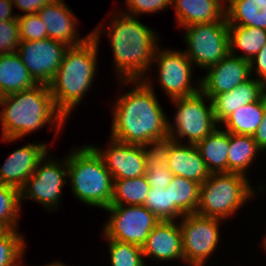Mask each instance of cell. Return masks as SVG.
Segmentation results:
<instances>
[{"mask_svg": "<svg viewBox=\"0 0 266 266\" xmlns=\"http://www.w3.org/2000/svg\"><path fill=\"white\" fill-rule=\"evenodd\" d=\"M136 84L133 90L117 97L113 106L110 138L136 145L169 138L168 118L156 98L149 78L121 81Z\"/></svg>", "mask_w": 266, "mask_h": 266, "instance_id": "1", "label": "cell"}, {"mask_svg": "<svg viewBox=\"0 0 266 266\" xmlns=\"http://www.w3.org/2000/svg\"><path fill=\"white\" fill-rule=\"evenodd\" d=\"M2 140L16 141L47 123L58 132L67 118L55 105L48 85L37 84L32 88L5 95L0 99ZM55 124V125H54Z\"/></svg>", "mask_w": 266, "mask_h": 266, "instance_id": "2", "label": "cell"}, {"mask_svg": "<svg viewBox=\"0 0 266 266\" xmlns=\"http://www.w3.org/2000/svg\"><path fill=\"white\" fill-rule=\"evenodd\" d=\"M113 18L105 32L108 31L106 35L110 39L119 80H143L147 69L153 64L159 38L137 16L122 12Z\"/></svg>", "mask_w": 266, "mask_h": 266, "instance_id": "3", "label": "cell"}, {"mask_svg": "<svg viewBox=\"0 0 266 266\" xmlns=\"http://www.w3.org/2000/svg\"><path fill=\"white\" fill-rule=\"evenodd\" d=\"M98 27L90 32L91 36L83 44L66 50L56 75L48 85L56 107L66 118L80 104L96 76L99 36L102 33V27Z\"/></svg>", "mask_w": 266, "mask_h": 266, "instance_id": "4", "label": "cell"}, {"mask_svg": "<svg viewBox=\"0 0 266 266\" xmlns=\"http://www.w3.org/2000/svg\"><path fill=\"white\" fill-rule=\"evenodd\" d=\"M67 177L75 198L93 207L111 205L114 180L102 157L91 145H84L67 155Z\"/></svg>", "mask_w": 266, "mask_h": 266, "instance_id": "5", "label": "cell"}, {"mask_svg": "<svg viewBox=\"0 0 266 266\" xmlns=\"http://www.w3.org/2000/svg\"><path fill=\"white\" fill-rule=\"evenodd\" d=\"M254 193L247 176L238 173H211L201 184L196 213L205 217L228 219Z\"/></svg>", "mask_w": 266, "mask_h": 266, "instance_id": "6", "label": "cell"}, {"mask_svg": "<svg viewBox=\"0 0 266 266\" xmlns=\"http://www.w3.org/2000/svg\"><path fill=\"white\" fill-rule=\"evenodd\" d=\"M171 101L177 107V111L174 125L168 120L170 139L181 143L182 138H187L188 144L197 145L217 128L212 100L201 91Z\"/></svg>", "mask_w": 266, "mask_h": 266, "instance_id": "7", "label": "cell"}, {"mask_svg": "<svg viewBox=\"0 0 266 266\" xmlns=\"http://www.w3.org/2000/svg\"><path fill=\"white\" fill-rule=\"evenodd\" d=\"M185 54L192 64L208 69L230 53L229 25L226 16L213 23H197L186 27Z\"/></svg>", "mask_w": 266, "mask_h": 266, "instance_id": "8", "label": "cell"}, {"mask_svg": "<svg viewBox=\"0 0 266 266\" xmlns=\"http://www.w3.org/2000/svg\"><path fill=\"white\" fill-rule=\"evenodd\" d=\"M104 210L111 214L103 227L104 237L140 247L160 222L144 205H110Z\"/></svg>", "mask_w": 266, "mask_h": 266, "instance_id": "9", "label": "cell"}, {"mask_svg": "<svg viewBox=\"0 0 266 266\" xmlns=\"http://www.w3.org/2000/svg\"><path fill=\"white\" fill-rule=\"evenodd\" d=\"M221 221L197 213L186 214L181 218L179 226L185 263L189 266H205L206 259L214 252L220 240Z\"/></svg>", "mask_w": 266, "mask_h": 266, "instance_id": "10", "label": "cell"}, {"mask_svg": "<svg viewBox=\"0 0 266 266\" xmlns=\"http://www.w3.org/2000/svg\"><path fill=\"white\" fill-rule=\"evenodd\" d=\"M37 165L34 173L20 190L21 201L28 199L39 202L48 210H56L59 205L63 184H67V157L64 161L45 160Z\"/></svg>", "mask_w": 266, "mask_h": 266, "instance_id": "11", "label": "cell"}, {"mask_svg": "<svg viewBox=\"0 0 266 266\" xmlns=\"http://www.w3.org/2000/svg\"><path fill=\"white\" fill-rule=\"evenodd\" d=\"M155 62V63H154ZM153 63L158 65L160 87L171 100L189 97L200 91V80L198 86L192 84V62L188 59L184 50L157 48Z\"/></svg>", "mask_w": 266, "mask_h": 266, "instance_id": "12", "label": "cell"}, {"mask_svg": "<svg viewBox=\"0 0 266 266\" xmlns=\"http://www.w3.org/2000/svg\"><path fill=\"white\" fill-rule=\"evenodd\" d=\"M66 44L49 38L21 41L17 48L23 64L37 84L49 85L63 60Z\"/></svg>", "mask_w": 266, "mask_h": 266, "instance_id": "13", "label": "cell"}, {"mask_svg": "<svg viewBox=\"0 0 266 266\" xmlns=\"http://www.w3.org/2000/svg\"><path fill=\"white\" fill-rule=\"evenodd\" d=\"M206 70L208 73L200 79V91L210 99L233 90L251 78L250 61L230 53Z\"/></svg>", "mask_w": 266, "mask_h": 266, "instance_id": "14", "label": "cell"}, {"mask_svg": "<svg viewBox=\"0 0 266 266\" xmlns=\"http://www.w3.org/2000/svg\"><path fill=\"white\" fill-rule=\"evenodd\" d=\"M109 148L91 145L102 157L107 170L117 179H132L146 173L143 145L126 144L110 138Z\"/></svg>", "mask_w": 266, "mask_h": 266, "instance_id": "15", "label": "cell"}, {"mask_svg": "<svg viewBox=\"0 0 266 266\" xmlns=\"http://www.w3.org/2000/svg\"><path fill=\"white\" fill-rule=\"evenodd\" d=\"M47 144L31 143L13 151L0 168V183L21 190L47 155Z\"/></svg>", "mask_w": 266, "mask_h": 266, "instance_id": "16", "label": "cell"}, {"mask_svg": "<svg viewBox=\"0 0 266 266\" xmlns=\"http://www.w3.org/2000/svg\"><path fill=\"white\" fill-rule=\"evenodd\" d=\"M43 24L47 28V38L66 44L69 47L83 44L91 33L85 38L79 37L77 33V17L63 0H54L45 5L38 12ZM78 37V38H77Z\"/></svg>", "mask_w": 266, "mask_h": 266, "instance_id": "17", "label": "cell"}, {"mask_svg": "<svg viewBox=\"0 0 266 266\" xmlns=\"http://www.w3.org/2000/svg\"><path fill=\"white\" fill-rule=\"evenodd\" d=\"M144 258L159 261L181 260L184 262L182 250V233L175 220L160 221L150 232L142 246Z\"/></svg>", "mask_w": 266, "mask_h": 266, "instance_id": "18", "label": "cell"}, {"mask_svg": "<svg viewBox=\"0 0 266 266\" xmlns=\"http://www.w3.org/2000/svg\"><path fill=\"white\" fill-rule=\"evenodd\" d=\"M167 166L174 176H181L200 184L211 175L197 145H186L172 139Z\"/></svg>", "mask_w": 266, "mask_h": 266, "instance_id": "19", "label": "cell"}, {"mask_svg": "<svg viewBox=\"0 0 266 266\" xmlns=\"http://www.w3.org/2000/svg\"><path fill=\"white\" fill-rule=\"evenodd\" d=\"M265 93L266 86L251 77L233 90L215 95L211 100L217 124L222 123L239 107L258 101Z\"/></svg>", "mask_w": 266, "mask_h": 266, "instance_id": "20", "label": "cell"}, {"mask_svg": "<svg viewBox=\"0 0 266 266\" xmlns=\"http://www.w3.org/2000/svg\"><path fill=\"white\" fill-rule=\"evenodd\" d=\"M179 26L213 23L225 17V9L214 0H172Z\"/></svg>", "mask_w": 266, "mask_h": 266, "instance_id": "21", "label": "cell"}, {"mask_svg": "<svg viewBox=\"0 0 266 266\" xmlns=\"http://www.w3.org/2000/svg\"><path fill=\"white\" fill-rule=\"evenodd\" d=\"M37 85L17 52L0 55V93L2 96Z\"/></svg>", "mask_w": 266, "mask_h": 266, "instance_id": "22", "label": "cell"}, {"mask_svg": "<svg viewBox=\"0 0 266 266\" xmlns=\"http://www.w3.org/2000/svg\"><path fill=\"white\" fill-rule=\"evenodd\" d=\"M201 184L181 176H174L166 187L171 196V220L197 212Z\"/></svg>", "mask_w": 266, "mask_h": 266, "instance_id": "23", "label": "cell"}, {"mask_svg": "<svg viewBox=\"0 0 266 266\" xmlns=\"http://www.w3.org/2000/svg\"><path fill=\"white\" fill-rule=\"evenodd\" d=\"M197 147L210 173H228L229 132L216 128Z\"/></svg>", "mask_w": 266, "mask_h": 266, "instance_id": "24", "label": "cell"}, {"mask_svg": "<svg viewBox=\"0 0 266 266\" xmlns=\"http://www.w3.org/2000/svg\"><path fill=\"white\" fill-rule=\"evenodd\" d=\"M266 110V93L256 102L243 105L231 113L222 123L225 131L238 135H251L260 126Z\"/></svg>", "mask_w": 266, "mask_h": 266, "instance_id": "25", "label": "cell"}, {"mask_svg": "<svg viewBox=\"0 0 266 266\" xmlns=\"http://www.w3.org/2000/svg\"><path fill=\"white\" fill-rule=\"evenodd\" d=\"M228 25L266 30V3L255 0H230L225 10Z\"/></svg>", "mask_w": 266, "mask_h": 266, "instance_id": "26", "label": "cell"}, {"mask_svg": "<svg viewBox=\"0 0 266 266\" xmlns=\"http://www.w3.org/2000/svg\"><path fill=\"white\" fill-rule=\"evenodd\" d=\"M266 44V30L250 26L229 25L230 54L251 60ZM235 49L243 55H235Z\"/></svg>", "mask_w": 266, "mask_h": 266, "instance_id": "27", "label": "cell"}, {"mask_svg": "<svg viewBox=\"0 0 266 266\" xmlns=\"http://www.w3.org/2000/svg\"><path fill=\"white\" fill-rule=\"evenodd\" d=\"M261 151L253 136L229 133L228 173L247 176L245 171Z\"/></svg>", "mask_w": 266, "mask_h": 266, "instance_id": "28", "label": "cell"}, {"mask_svg": "<svg viewBox=\"0 0 266 266\" xmlns=\"http://www.w3.org/2000/svg\"><path fill=\"white\" fill-rule=\"evenodd\" d=\"M149 189L145 175L114 180L111 205H144Z\"/></svg>", "mask_w": 266, "mask_h": 266, "instance_id": "29", "label": "cell"}, {"mask_svg": "<svg viewBox=\"0 0 266 266\" xmlns=\"http://www.w3.org/2000/svg\"><path fill=\"white\" fill-rule=\"evenodd\" d=\"M20 190L0 183V223L17 230L21 206Z\"/></svg>", "mask_w": 266, "mask_h": 266, "instance_id": "30", "label": "cell"}, {"mask_svg": "<svg viewBox=\"0 0 266 266\" xmlns=\"http://www.w3.org/2000/svg\"><path fill=\"white\" fill-rule=\"evenodd\" d=\"M25 244L18 230H8L0 238V266H23Z\"/></svg>", "mask_w": 266, "mask_h": 266, "instance_id": "31", "label": "cell"}, {"mask_svg": "<svg viewBox=\"0 0 266 266\" xmlns=\"http://www.w3.org/2000/svg\"><path fill=\"white\" fill-rule=\"evenodd\" d=\"M111 266H146L142 247L113 239H107Z\"/></svg>", "mask_w": 266, "mask_h": 266, "instance_id": "32", "label": "cell"}, {"mask_svg": "<svg viewBox=\"0 0 266 266\" xmlns=\"http://www.w3.org/2000/svg\"><path fill=\"white\" fill-rule=\"evenodd\" d=\"M144 206L160 221L171 220V196L166 188L150 187Z\"/></svg>", "mask_w": 266, "mask_h": 266, "instance_id": "33", "label": "cell"}, {"mask_svg": "<svg viewBox=\"0 0 266 266\" xmlns=\"http://www.w3.org/2000/svg\"><path fill=\"white\" fill-rule=\"evenodd\" d=\"M21 41H38L47 38V28L38 13L18 15Z\"/></svg>", "mask_w": 266, "mask_h": 266, "instance_id": "34", "label": "cell"}, {"mask_svg": "<svg viewBox=\"0 0 266 266\" xmlns=\"http://www.w3.org/2000/svg\"><path fill=\"white\" fill-rule=\"evenodd\" d=\"M143 153L146 169H155L167 165L170 153V138L143 145Z\"/></svg>", "mask_w": 266, "mask_h": 266, "instance_id": "35", "label": "cell"}, {"mask_svg": "<svg viewBox=\"0 0 266 266\" xmlns=\"http://www.w3.org/2000/svg\"><path fill=\"white\" fill-rule=\"evenodd\" d=\"M20 42L17 19L0 21V55L17 52Z\"/></svg>", "mask_w": 266, "mask_h": 266, "instance_id": "36", "label": "cell"}, {"mask_svg": "<svg viewBox=\"0 0 266 266\" xmlns=\"http://www.w3.org/2000/svg\"><path fill=\"white\" fill-rule=\"evenodd\" d=\"M172 0H126V6H128V11L124 12V14L130 16H140V14L147 13H155L159 12L163 9H167V7L171 6ZM130 13V14H129Z\"/></svg>", "mask_w": 266, "mask_h": 266, "instance_id": "37", "label": "cell"}, {"mask_svg": "<svg viewBox=\"0 0 266 266\" xmlns=\"http://www.w3.org/2000/svg\"><path fill=\"white\" fill-rule=\"evenodd\" d=\"M145 176L152 188H166L174 177L167 165L155 169H146Z\"/></svg>", "mask_w": 266, "mask_h": 266, "instance_id": "38", "label": "cell"}, {"mask_svg": "<svg viewBox=\"0 0 266 266\" xmlns=\"http://www.w3.org/2000/svg\"><path fill=\"white\" fill-rule=\"evenodd\" d=\"M250 71L251 74L256 72L258 76L256 79L266 86V44L261 48L258 54L250 60Z\"/></svg>", "mask_w": 266, "mask_h": 266, "instance_id": "39", "label": "cell"}, {"mask_svg": "<svg viewBox=\"0 0 266 266\" xmlns=\"http://www.w3.org/2000/svg\"><path fill=\"white\" fill-rule=\"evenodd\" d=\"M54 0H12L19 10L26 14L37 13L42 7L52 3Z\"/></svg>", "mask_w": 266, "mask_h": 266, "instance_id": "40", "label": "cell"}, {"mask_svg": "<svg viewBox=\"0 0 266 266\" xmlns=\"http://www.w3.org/2000/svg\"><path fill=\"white\" fill-rule=\"evenodd\" d=\"M253 139L262 151L266 150V110L264 112L260 126L253 134Z\"/></svg>", "mask_w": 266, "mask_h": 266, "instance_id": "41", "label": "cell"}, {"mask_svg": "<svg viewBox=\"0 0 266 266\" xmlns=\"http://www.w3.org/2000/svg\"><path fill=\"white\" fill-rule=\"evenodd\" d=\"M13 7L12 0H0V21L18 18V14L16 16L12 14Z\"/></svg>", "mask_w": 266, "mask_h": 266, "instance_id": "42", "label": "cell"}, {"mask_svg": "<svg viewBox=\"0 0 266 266\" xmlns=\"http://www.w3.org/2000/svg\"><path fill=\"white\" fill-rule=\"evenodd\" d=\"M9 229L0 223V238L8 231Z\"/></svg>", "mask_w": 266, "mask_h": 266, "instance_id": "43", "label": "cell"}, {"mask_svg": "<svg viewBox=\"0 0 266 266\" xmlns=\"http://www.w3.org/2000/svg\"><path fill=\"white\" fill-rule=\"evenodd\" d=\"M214 1H216L217 3H219L225 10H226V3H228V5H229V3H230V0H214ZM223 4H225V5H223Z\"/></svg>", "mask_w": 266, "mask_h": 266, "instance_id": "44", "label": "cell"}, {"mask_svg": "<svg viewBox=\"0 0 266 266\" xmlns=\"http://www.w3.org/2000/svg\"><path fill=\"white\" fill-rule=\"evenodd\" d=\"M45 266H67V265H64V263L62 262H52L51 264H48V265H45Z\"/></svg>", "mask_w": 266, "mask_h": 266, "instance_id": "45", "label": "cell"}, {"mask_svg": "<svg viewBox=\"0 0 266 266\" xmlns=\"http://www.w3.org/2000/svg\"><path fill=\"white\" fill-rule=\"evenodd\" d=\"M262 241H263V243H262L263 246L262 247H264L265 248L264 250L266 251V236H265L264 240H262Z\"/></svg>", "mask_w": 266, "mask_h": 266, "instance_id": "46", "label": "cell"}, {"mask_svg": "<svg viewBox=\"0 0 266 266\" xmlns=\"http://www.w3.org/2000/svg\"><path fill=\"white\" fill-rule=\"evenodd\" d=\"M255 1H259V2H262V3H266V0H255Z\"/></svg>", "mask_w": 266, "mask_h": 266, "instance_id": "47", "label": "cell"}]
</instances>
